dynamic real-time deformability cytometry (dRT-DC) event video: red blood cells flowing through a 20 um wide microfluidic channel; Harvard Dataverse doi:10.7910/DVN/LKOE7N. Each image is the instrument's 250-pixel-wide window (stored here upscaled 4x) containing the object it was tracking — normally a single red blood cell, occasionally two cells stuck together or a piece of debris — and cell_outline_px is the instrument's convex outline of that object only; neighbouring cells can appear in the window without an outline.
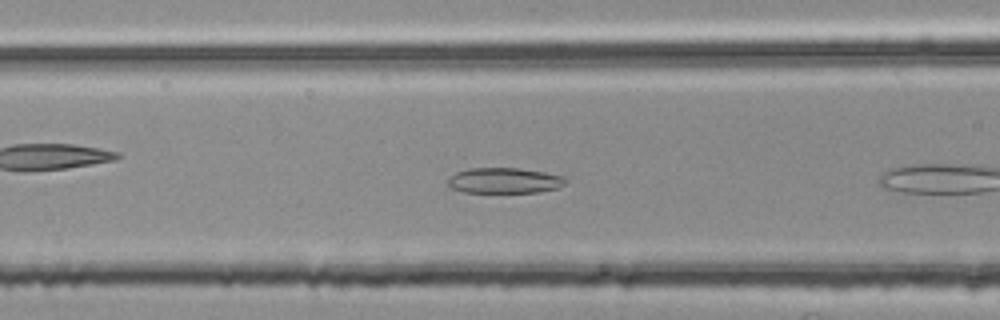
{"species": "common noctule bat (a hibernating species)", "species_latin": "Nyctalus noctula", "temperature_condition": "room temperature", "stored_images_in_passage": 7, "camera_frame_rate_fps": 3000, "um_per_image_px": 0.085, "animal": {"sex": "female", "body_mass_g": 25.1}, "frame": {"image": 1, "passage_image": 6, "time_ms": 1.667, "image_size_px": [1000, 320], "cell_outline_px": [[568, 180], [564, 184], [556, 188], [540, 192], [464, 192], [452, 188], [448, 184], [448, 180], [456, 172], [468, 168], [520, 168], [544, 172], [564, 176]], "centroid_in_image_um": [42.89, 15.34], "position_along_channel_um": 123.7, "area_um2": 17.46}}